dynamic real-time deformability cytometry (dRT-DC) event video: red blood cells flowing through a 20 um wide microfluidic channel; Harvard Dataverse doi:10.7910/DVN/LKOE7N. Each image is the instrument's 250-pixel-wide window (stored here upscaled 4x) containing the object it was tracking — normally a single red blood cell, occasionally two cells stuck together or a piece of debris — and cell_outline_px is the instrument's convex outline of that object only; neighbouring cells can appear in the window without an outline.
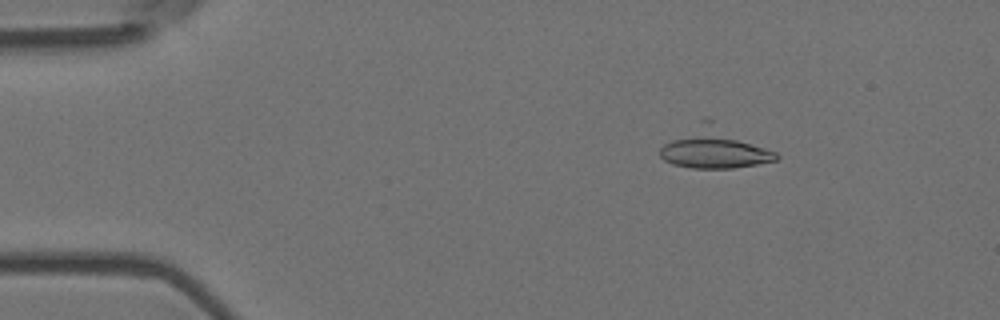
{"species": "Egyptian fruit bat (a non-hibernating species)", "species_latin": "Rousettus aegyptiacus", "temperature_condition": "room temperature", "stored_images_in_passage": 3, "camera_frame_rate_fps": 3000, "um_per_image_px": 0.085, "animal": {"sex": "female"}, "frame": {"image": 1, "passage_image": 1, "time_ms": 0.0, "image_size_px": [1000, 320], "cell_outline_px": [[780, 156], [776, 160], [756, 164], [732, 168], [692, 168], [672, 164], [664, 160], [660, 156], [660, 148], [664, 144], [672, 140], [700, 136], [712, 136], [736, 140], [764, 148], [776, 152]], "centroid_in_image_um": [60.72, 13.01], "position_along_channel_um": 24.3, "area_um2": 20.58}}